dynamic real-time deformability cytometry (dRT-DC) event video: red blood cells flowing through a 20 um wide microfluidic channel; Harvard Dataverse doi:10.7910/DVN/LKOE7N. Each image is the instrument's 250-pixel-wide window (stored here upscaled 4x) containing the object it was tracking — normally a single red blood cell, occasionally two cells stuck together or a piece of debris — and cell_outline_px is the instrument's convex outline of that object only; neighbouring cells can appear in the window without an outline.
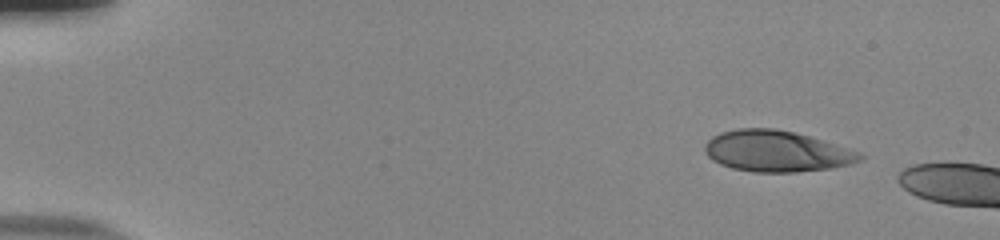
{"species": "human", "species_latin": "Homo sapiens", "temperature_condition": "room temperature", "stored_images_in_passage": 47, "camera_frame_rate_fps": 3000, "um_per_image_px": 0.085, "donor": {"sex": "male"}, "frame": {"image": 1, "passage_image": 1, "time_ms": 0.0, "image_size_px": [1000, 240], "cell_outline_px": [[864, 160], [852, 164], [828, 168], [796, 172], [752, 172], [732, 168], [720, 164], [712, 160], [704, 152], [704, 144], [712, 136], [720, 132], [736, 128], [776, 128], [796, 132], [860, 152], [864, 156]], "centroid_in_image_um": [65.98, 12.85], "position_along_channel_um": 19.0, "area_um2": 37.4}}
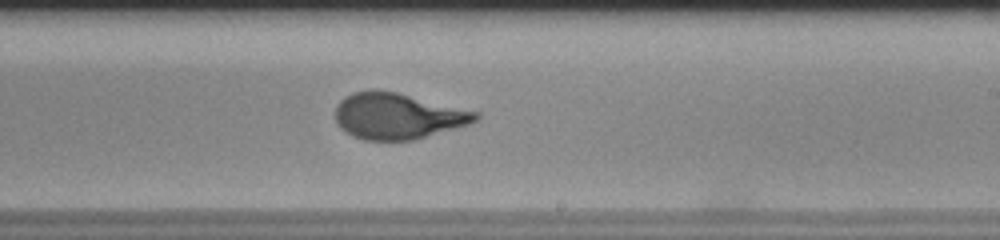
{"frame": {"image": 2, "passage_image": 29, "time_ms": 9.333, "image_size_px": [1000, 240], "cell_outline_px": [[480, 120], [456, 128], [412, 140], [364, 140], [352, 136], [340, 128], [336, 120], [336, 104], [344, 96], [352, 92], [396, 92], [480, 112]], "centroid_in_image_um": [33.82, 9.88], "position_along_channel_um": 255.2, "area_um2": 37.28}}
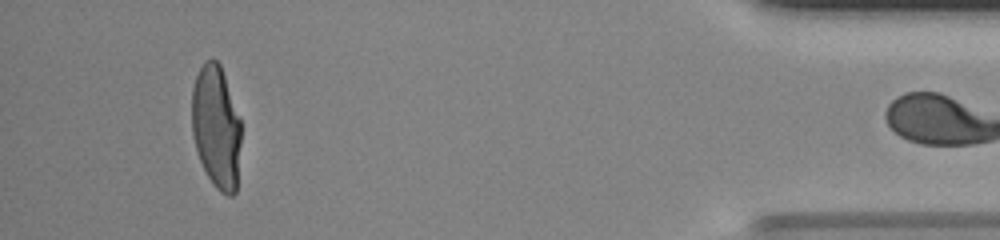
{"frame": {"image": 3, "passage_image": 46, "time_ms": 15.0, "image_size_px": [1000, 240], "cell_outline_px": [[240, 144], [236, 192], [232, 196], [228, 196], [220, 192], [212, 184], [200, 160], [196, 148], [192, 132], [192, 88], [196, 76], [204, 60], [212, 56], [220, 64], [240, 120]], "centroid_in_image_um": [18.37, 10.79], "position_along_channel_um": 416.8, "area_um2": 35.2}}